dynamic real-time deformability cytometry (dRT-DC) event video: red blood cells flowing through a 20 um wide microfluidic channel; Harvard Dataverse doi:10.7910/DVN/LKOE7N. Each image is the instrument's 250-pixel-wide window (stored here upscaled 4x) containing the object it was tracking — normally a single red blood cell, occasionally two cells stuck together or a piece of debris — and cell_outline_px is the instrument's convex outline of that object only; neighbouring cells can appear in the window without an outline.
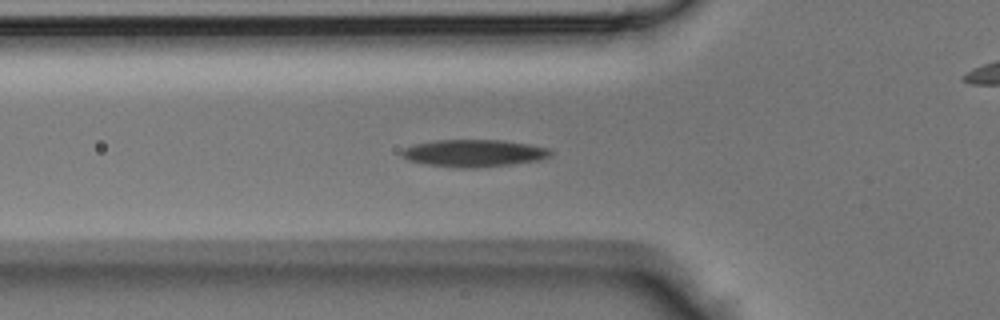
{"species": "Egyptian fruit bat (a non-hibernating species)", "species_latin": "Rousettus aegyptiacus", "temperature_condition": "room temperature", "stored_images_in_passage": 41, "camera_frame_rate_fps": 3000, "um_per_image_px": 0.085, "animal": {"sex": "male"}, "frame": {"image": 1, "passage_image": 11, "time_ms": 3.333, "image_size_px": [1000, 320], "cell_outline_px": [[552, 156], [540, 160], [512, 164], [476, 168], [464, 168], [428, 164], [408, 160], [400, 152], [404, 148], [412, 144], [432, 140], [500, 140], [528, 144], [548, 148], [552, 152]], "centroid_in_image_um": [40.29, 13.01], "position_along_channel_um": 85.5, "area_um2": 23.58}}
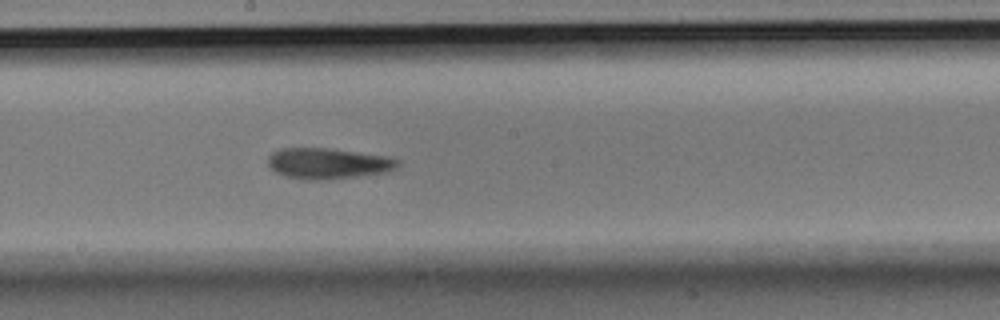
{"frame": {"image": 2, "passage_image": 20, "time_ms": 6.333, "image_size_px": [1000, 320], "cell_outline_px": [[400, 164], [396, 168], [388, 172], [328, 180], [300, 180], [284, 176], [276, 172], [268, 164], [268, 156], [272, 152], [280, 148], [328, 148], [388, 156], [400, 160]], "centroid_in_image_um": [27.89, 13.9], "position_along_channel_um": 220.3, "area_um2": 23.64}}
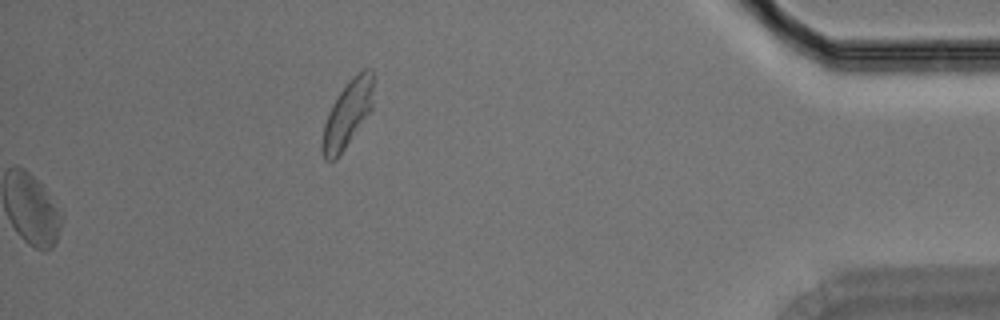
{"frame": {"image": 3, "passage_image": 41, "time_ms": 13.333, "image_size_px": [1000, 320], "cell_outline_px": [[372, 108], [336, 160], [324, 160], [320, 152], [320, 144], [324, 124], [328, 112], [332, 104], [348, 80], [352, 76], [364, 68], [372, 68]], "centroid_in_image_um": [29.49, 9.71], "position_along_channel_um": 405.7, "area_um2": 19.77}}